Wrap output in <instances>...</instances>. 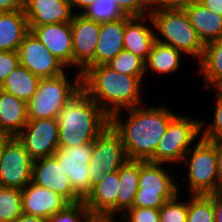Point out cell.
I'll return each mask as SVG.
<instances>
[{
	"mask_svg": "<svg viewBox=\"0 0 222 222\" xmlns=\"http://www.w3.org/2000/svg\"><path fill=\"white\" fill-rule=\"evenodd\" d=\"M148 7L150 6V8H152L157 2L158 0H142Z\"/></svg>",
	"mask_w": 222,
	"mask_h": 222,
	"instance_id": "obj_48",
	"label": "cell"
},
{
	"mask_svg": "<svg viewBox=\"0 0 222 222\" xmlns=\"http://www.w3.org/2000/svg\"><path fill=\"white\" fill-rule=\"evenodd\" d=\"M203 122L189 117L176 115L170 122L165 134L158 143L153 156L148 160L153 163H180L196 137L202 132Z\"/></svg>",
	"mask_w": 222,
	"mask_h": 222,
	"instance_id": "obj_7",
	"label": "cell"
},
{
	"mask_svg": "<svg viewBox=\"0 0 222 222\" xmlns=\"http://www.w3.org/2000/svg\"><path fill=\"white\" fill-rule=\"evenodd\" d=\"M207 9L222 16V0H198Z\"/></svg>",
	"mask_w": 222,
	"mask_h": 222,
	"instance_id": "obj_44",
	"label": "cell"
},
{
	"mask_svg": "<svg viewBox=\"0 0 222 222\" xmlns=\"http://www.w3.org/2000/svg\"><path fill=\"white\" fill-rule=\"evenodd\" d=\"M58 148L94 141L109 125L110 117L81 89L60 111Z\"/></svg>",
	"mask_w": 222,
	"mask_h": 222,
	"instance_id": "obj_3",
	"label": "cell"
},
{
	"mask_svg": "<svg viewBox=\"0 0 222 222\" xmlns=\"http://www.w3.org/2000/svg\"><path fill=\"white\" fill-rule=\"evenodd\" d=\"M162 165L163 163L139 161L138 191L132 207L160 209L179 194L173 177H170Z\"/></svg>",
	"mask_w": 222,
	"mask_h": 222,
	"instance_id": "obj_6",
	"label": "cell"
},
{
	"mask_svg": "<svg viewBox=\"0 0 222 222\" xmlns=\"http://www.w3.org/2000/svg\"><path fill=\"white\" fill-rule=\"evenodd\" d=\"M14 222H48V219L22 213Z\"/></svg>",
	"mask_w": 222,
	"mask_h": 222,
	"instance_id": "obj_45",
	"label": "cell"
},
{
	"mask_svg": "<svg viewBox=\"0 0 222 222\" xmlns=\"http://www.w3.org/2000/svg\"><path fill=\"white\" fill-rule=\"evenodd\" d=\"M139 161L128 160L119 169V187L117 192V212L123 214L133 206L138 191Z\"/></svg>",
	"mask_w": 222,
	"mask_h": 222,
	"instance_id": "obj_25",
	"label": "cell"
},
{
	"mask_svg": "<svg viewBox=\"0 0 222 222\" xmlns=\"http://www.w3.org/2000/svg\"><path fill=\"white\" fill-rule=\"evenodd\" d=\"M28 122L27 103L0 88V126L10 137H16Z\"/></svg>",
	"mask_w": 222,
	"mask_h": 222,
	"instance_id": "obj_23",
	"label": "cell"
},
{
	"mask_svg": "<svg viewBox=\"0 0 222 222\" xmlns=\"http://www.w3.org/2000/svg\"><path fill=\"white\" fill-rule=\"evenodd\" d=\"M23 214L49 219L55 213L61 211L69 204L56 192L28 183L22 190Z\"/></svg>",
	"mask_w": 222,
	"mask_h": 222,
	"instance_id": "obj_17",
	"label": "cell"
},
{
	"mask_svg": "<svg viewBox=\"0 0 222 222\" xmlns=\"http://www.w3.org/2000/svg\"><path fill=\"white\" fill-rule=\"evenodd\" d=\"M9 136L5 133V131L0 126V141L6 140Z\"/></svg>",
	"mask_w": 222,
	"mask_h": 222,
	"instance_id": "obj_49",
	"label": "cell"
},
{
	"mask_svg": "<svg viewBox=\"0 0 222 222\" xmlns=\"http://www.w3.org/2000/svg\"><path fill=\"white\" fill-rule=\"evenodd\" d=\"M77 14V15H76ZM70 22L73 39V65L80 68L82 74L88 67L94 66L100 23L76 13Z\"/></svg>",
	"mask_w": 222,
	"mask_h": 222,
	"instance_id": "obj_14",
	"label": "cell"
},
{
	"mask_svg": "<svg viewBox=\"0 0 222 222\" xmlns=\"http://www.w3.org/2000/svg\"><path fill=\"white\" fill-rule=\"evenodd\" d=\"M33 160L16 137L3 146L0 159V186L23 189L32 179Z\"/></svg>",
	"mask_w": 222,
	"mask_h": 222,
	"instance_id": "obj_11",
	"label": "cell"
},
{
	"mask_svg": "<svg viewBox=\"0 0 222 222\" xmlns=\"http://www.w3.org/2000/svg\"><path fill=\"white\" fill-rule=\"evenodd\" d=\"M119 187V170L105 174L92 187L91 193L84 200L91 213H117V192Z\"/></svg>",
	"mask_w": 222,
	"mask_h": 222,
	"instance_id": "obj_19",
	"label": "cell"
},
{
	"mask_svg": "<svg viewBox=\"0 0 222 222\" xmlns=\"http://www.w3.org/2000/svg\"><path fill=\"white\" fill-rule=\"evenodd\" d=\"M212 142L216 145L217 150V172L220 190L222 187V140H215Z\"/></svg>",
	"mask_w": 222,
	"mask_h": 222,
	"instance_id": "obj_42",
	"label": "cell"
},
{
	"mask_svg": "<svg viewBox=\"0 0 222 222\" xmlns=\"http://www.w3.org/2000/svg\"><path fill=\"white\" fill-rule=\"evenodd\" d=\"M30 32L24 10L0 13V51H16Z\"/></svg>",
	"mask_w": 222,
	"mask_h": 222,
	"instance_id": "obj_24",
	"label": "cell"
},
{
	"mask_svg": "<svg viewBox=\"0 0 222 222\" xmlns=\"http://www.w3.org/2000/svg\"><path fill=\"white\" fill-rule=\"evenodd\" d=\"M141 82L139 77L118 73L107 65L88 67L81 74V89L109 117L122 108L126 110L143 104Z\"/></svg>",
	"mask_w": 222,
	"mask_h": 222,
	"instance_id": "obj_2",
	"label": "cell"
},
{
	"mask_svg": "<svg viewBox=\"0 0 222 222\" xmlns=\"http://www.w3.org/2000/svg\"><path fill=\"white\" fill-rule=\"evenodd\" d=\"M31 182L56 192L68 203L82 201L74 193L69 177L64 173L61 163L54 156L33 161Z\"/></svg>",
	"mask_w": 222,
	"mask_h": 222,
	"instance_id": "obj_15",
	"label": "cell"
},
{
	"mask_svg": "<svg viewBox=\"0 0 222 222\" xmlns=\"http://www.w3.org/2000/svg\"><path fill=\"white\" fill-rule=\"evenodd\" d=\"M107 66L118 73L136 76L141 80L145 75V61L126 50H122Z\"/></svg>",
	"mask_w": 222,
	"mask_h": 222,
	"instance_id": "obj_31",
	"label": "cell"
},
{
	"mask_svg": "<svg viewBox=\"0 0 222 222\" xmlns=\"http://www.w3.org/2000/svg\"><path fill=\"white\" fill-rule=\"evenodd\" d=\"M207 195L212 200L214 222H222V192L219 190Z\"/></svg>",
	"mask_w": 222,
	"mask_h": 222,
	"instance_id": "obj_40",
	"label": "cell"
},
{
	"mask_svg": "<svg viewBox=\"0 0 222 222\" xmlns=\"http://www.w3.org/2000/svg\"><path fill=\"white\" fill-rule=\"evenodd\" d=\"M128 160L121 136L109 125L94 140L88 163L91 187L96 185L105 174L119 170Z\"/></svg>",
	"mask_w": 222,
	"mask_h": 222,
	"instance_id": "obj_9",
	"label": "cell"
},
{
	"mask_svg": "<svg viewBox=\"0 0 222 222\" xmlns=\"http://www.w3.org/2000/svg\"><path fill=\"white\" fill-rule=\"evenodd\" d=\"M145 22L147 18L144 17H128L125 16V32H124V50L147 60L151 52L152 46L156 41L155 32L141 22Z\"/></svg>",
	"mask_w": 222,
	"mask_h": 222,
	"instance_id": "obj_21",
	"label": "cell"
},
{
	"mask_svg": "<svg viewBox=\"0 0 222 222\" xmlns=\"http://www.w3.org/2000/svg\"><path fill=\"white\" fill-rule=\"evenodd\" d=\"M19 65V57L16 51H0V87L8 75Z\"/></svg>",
	"mask_w": 222,
	"mask_h": 222,
	"instance_id": "obj_37",
	"label": "cell"
},
{
	"mask_svg": "<svg viewBox=\"0 0 222 222\" xmlns=\"http://www.w3.org/2000/svg\"><path fill=\"white\" fill-rule=\"evenodd\" d=\"M10 138L11 137L9 136L6 140H1L0 141V159H1V154H2V151H3V146Z\"/></svg>",
	"mask_w": 222,
	"mask_h": 222,
	"instance_id": "obj_50",
	"label": "cell"
},
{
	"mask_svg": "<svg viewBox=\"0 0 222 222\" xmlns=\"http://www.w3.org/2000/svg\"><path fill=\"white\" fill-rule=\"evenodd\" d=\"M24 10V0H0V13Z\"/></svg>",
	"mask_w": 222,
	"mask_h": 222,
	"instance_id": "obj_41",
	"label": "cell"
},
{
	"mask_svg": "<svg viewBox=\"0 0 222 222\" xmlns=\"http://www.w3.org/2000/svg\"><path fill=\"white\" fill-rule=\"evenodd\" d=\"M80 14L100 24L117 21L125 17L118 7V0H96Z\"/></svg>",
	"mask_w": 222,
	"mask_h": 222,
	"instance_id": "obj_30",
	"label": "cell"
},
{
	"mask_svg": "<svg viewBox=\"0 0 222 222\" xmlns=\"http://www.w3.org/2000/svg\"><path fill=\"white\" fill-rule=\"evenodd\" d=\"M190 23L205 45L222 37V16L207 9L198 0L185 9Z\"/></svg>",
	"mask_w": 222,
	"mask_h": 222,
	"instance_id": "obj_22",
	"label": "cell"
},
{
	"mask_svg": "<svg viewBox=\"0 0 222 222\" xmlns=\"http://www.w3.org/2000/svg\"><path fill=\"white\" fill-rule=\"evenodd\" d=\"M118 7L128 17H144V15L150 14V7L142 0H118ZM146 9L149 10L147 11Z\"/></svg>",
	"mask_w": 222,
	"mask_h": 222,
	"instance_id": "obj_38",
	"label": "cell"
},
{
	"mask_svg": "<svg viewBox=\"0 0 222 222\" xmlns=\"http://www.w3.org/2000/svg\"><path fill=\"white\" fill-rule=\"evenodd\" d=\"M58 130L57 119L28 120L16 138L34 161L53 156L58 149Z\"/></svg>",
	"mask_w": 222,
	"mask_h": 222,
	"instance_id": "obj_12",
	"label": "cell"
},
{
	"mask_svg": "<svg viewBox=\"0 0 222 222\" xmlns=\"http://www.w3.org/2000/svg\"><path fill=\"white\" fill-rule=\"evenodd\" d=\"M187 222H214L212 200L208 195H192L188 200Z\"/></svg>",
	"mask_w": 222,
	"mask_h": 222,
	"instance_id": "obj_32",
	"label": "cell"
},
{
	"mask_svg": "<svg viewBox=\"0 0 222 222\" xmlns=\"http://www.w3.org/2000/svg\"><path fill=\"white\" fill-rule=\"evenodd\" d=\"M214 111L213 124L208 125L200 137L207 141L222 140V99H219L217 96Z\"/></svg>",
	"mask_w": 222,
	"mask_h": 222,
	"instance_id": "obj_36",
	"label": "cell"
},
{
	"mask_svg": "<svg viewBox=\"0 0 222 222\" xmlns=\"http://www.w3.org/2000/svg\"><path fill=\"white\" fill-rule=\"evenodd\" d=\"M17 53L19 64L40 78L55 77L65 72L66 67L31 31L25 36Z\"/></svg>",
	"mask_w": 222,
	"mask_h": 222,
	"instance_id": "obj_13",
	"label": "cell"
},
{
	"mask_svg": "<svg viewBox=\"0 0 222 222\" xmlns=\"http://www.w3.org/2000/svg\"><path fill=\"white\" fill-rule=\"evenodd\" d=\"M90 214L84 201L69 203L61 211L52 215L48 222H86Z\"/></svg>",
	"mask_w": 222,
	"mask_h": 222,
	"instance_id": "obj_33",
	"label": "cell"
},
{
	"mask_svg": "<svg viewBox=\"0 0 222 222\" xmlns=\"http://www.w3.org/2000/svg\"><path fill=\"white\" fill-rule=\"evenodd\" d=\"M96 0H69V3L75 7H80L83 11L92 5Z\"/></svg>",
	"mask_w": 222,
	"mask_h": 222,
	"instance_id": "obj_46",
	"label": "cell"
},
{
	"mask_svg": "<svg viewBox=\"0 0 222 222\" xmlns=\"http://www.w3.org/2000/svg\"><path fill=\"white\" fill-rule=\"evenodd\" d=\"M69 0H24L29 26L71 22L75 16Z\"/></svg>",
	"mask_w": 222,
	"mask_h": 222,
	"instance_id": "obj_18",
	"label": "cell"
},
{
	"mask_svg": "<svg viewBox=\"0 0 222 222\" xmlns=\"http://www.w3.org/2000/svg\"><path fill=\"white\" fill-rule=\"evenodd\" d=\"M22 213L21 189L0 186V221L14 222Z\"/></svg>",
	"mask_w": 222,
	"mask_h": 222,
	"instance_id": "obj_29",
	"label": "cell"
},
{
	"mask_svg": "<svg viewBox=\"0 0 222 222\" xmlns=\"http://www.w3.org/2000/svg\"><path fill=\"white\" fill-rule=\"evenodd\" d=\"M213 87H215V89H217V93H216V96L219 98V99H222V79L217 81Z\"/></svg>",
	"mask_w": 222,
	"mask_h": 222,
	"instance_id": "obj_47",
	"label": "cell"
},
{
	"mask_svg": "<svg viewBox=\"0 0 222 222\" xmlns=\"http://www.w3.org/2000/svg\"><path fill=\"white\" fill-rule=\"evenodd\" d=\"M199 64L206 88L222 79V37L205 44Z\"/></svg>",
	"mask_w": 222,
	"mask_h": 222,
	"instance_id": "obj_28",
	"label": "cell"
},
{
	"mask_svg": "<svg viewBox=\"0 0 222 222\" xmlns=\"http://www.w3.org/2000/svg\"><path fill=\"white\" fill-rule=\"evenodd\" d=\"M178 194L160 209V222H187L188 201L179 202Z\"/></svg>",
	"mask_w": 222,
	"mask_h": 222,
	"instance_id": "obj_34",
	"label": "cell"
},
{
	"mask_svg": "<svg viewBox=\"0 0 222 222\" xmlns=\"http://www.w3.org/2000/svg\"><path fill=\"white\" fill-rule=\"evenodd\" d=\"M197 0H158L151 9L185 10Z\"/></svg>",
	"mask_w": 222,
	"mask_h": 222,
	"instance_id": "obj_39",
	"label": "cell"
},
{
	"mask_svg": "<svg viewBox=\"0 0 222 222\" xmlns=\"http://www.w3.org/2000/svg\"><path fill=\"white\" fill-rule=\"evenodd\" d=\"M75 78L72 83L65 72L41 78L36 93L27 103L28 120L57 119L63 107L81 90V73Z\"/></svg>",
	"mask_w": 222,
	"mask_h": 222,
	"instance_id": "obj_5",
	"label": "cell"
},
{
	"mask_svg": "<svg viewBox=\"0 0 222 222\" xmlns=\"http://www.w3.org/2000/svg\"><path fill=\"white\" fill-rule=\"evenodd\" d=\"M29 29L65 67L73 66V39L70 22L29 26Z\"/></svg>",
	"mask_w": 222,
	"mask_h": 222,
	"instance_id": "obj_16",
	"label": "cell"
},
{
	"mask_svg": "<svg viewBox=\"0 0 222 222\" xmlns=\"http://www.w3.org/2000/svg\"><path fill=\"white\" fill-rule=\"evenodd\" d=\"M40 79V77L31 73L27 68L19 65L8 75L0 88L28 103L36 93Z\"/></svg>",
	"mask_w": 222,
	"mask_h": 222,
	"instance_id": "obj_26",
	"label": "cell"
},
{
	"mask_svg": "<svg viewBox=\"0 0 222 222\" xmlns=\"http://www.w3.org/2000/svg\"><path fill=\"white\" fill-rule=\"evenodd\" d=\"M124 32L125 17L117 21L101 23L94 66L107 65L124 50Z\"/></svg>",
	"mask_w": 222,
	"mask_h": 222,
	"instance_id": "obj_20",
	"label": "cell"
},
{
	"mask_svg": "<svg viewBox=\"0 0 222 222\" xmlns=\"http://www.w3.org/2000/svg\"><path fill=\"white\" fill-rule=\"evenodd\" d=\"M126 110L129 111L126 122L122 121L119 111L110 117V125L121 136L129 160L148 161L177 114L164 106L138 105Z\"/></svg>",
	"mask_w": 222,
	"mask_h": 222,
	"instance_id": "obj_1",
	"label": "cell"
},
{
	"mask_svg": "<svg viewBox=\"0 0 222 222\" xmlns=\"http://www.w3.org/2000/svg\"><path fill=\"white\" fill-rule=\"evenodd\" d=\"M192 155L186 161L188 168V183L191 195H207L219 191L217 172V150L212 141L199 139L194 149L187 152Z\"/></svg>",
	"mask_w": 222,
	"mask_h": 222,
	"instance_id": "obj_8",
	"label": "cell"
},
{
	"mask_svg": "<svg viewBox=\"0 0 222 222\" xmlns=\"http://www.w3.org/2000/svg\"><path fill=\"white\" fill-rule=\"evenodd\" d=\"M148 18L154 29L164 37L161 40L156 34V41L172 46L186 55L198 57L200 61L205 45L199 39L185 10L150 9Z\"/></svg>",
	"mask_w": 222,
	"mask_h": 222,
	"instance_id": "obj_4",
	"label": "cell"
},
{
	"mask_svg": "<svg viewBox=\"0 0 222 222\" xmlns=\"http://www.w3.org/2000/svg\"><path fill=\"white\" fill-rule=\"evenodd\" d=\"M114 214L91 213L86 222H117L113 218Z\"/></svg>",
	"mask_w": 222,
	"mask_h": 222,
	"instance_id": "obj_43",
	"label": "cell"
},
{
	"mask_svg": "<svg viewBox=\"0 0 222 222\" xmlns=\"http://www.w3.org/2000/svg\"><path fill=\"white\" fill-rule=\"evenodd\" d=\"M121 216L127 222H160L159 209L131 207L127 209Z\"/></svg>",
	"mask_w": 222,
	"mask_h": 222,
	"instance_id": "obj_35",
	"label": "cell"
},
{
	"mask_svg": "<svg viewBox=\"0 0 222 222\" xmlns=\"http://www.w3.org/2000/svg\"><path fill=\"white\" fill-rule=\"evenodd\" d=\"M94 141L82 145L58 148L53 156L61 163L62 170L69 177L74 193L84 201L91 193L88 163L91 159Z\"/></svg>",
	"mask_w": 222,
	"mask_h": 222,
	"instance_id": "obj_10",
	"label": "cell"
},
{
	"mask_svg": "<svg viewBox=\"0 0 222 222\" xmlns=\"http://www.w3.org/2000/svg\"><path fill=\"white\" fill-rule=\"evenodd\" d=\"M181 54L183 53L172 46L155 41L145 61V72H148V67L155 73L174 72L180 66Z\"/></svg>",
	"mask_w": 222,
	"mask_h": 222,
	"instance_id": "obj_27",
	"label": "cell"
}]
</instances>
